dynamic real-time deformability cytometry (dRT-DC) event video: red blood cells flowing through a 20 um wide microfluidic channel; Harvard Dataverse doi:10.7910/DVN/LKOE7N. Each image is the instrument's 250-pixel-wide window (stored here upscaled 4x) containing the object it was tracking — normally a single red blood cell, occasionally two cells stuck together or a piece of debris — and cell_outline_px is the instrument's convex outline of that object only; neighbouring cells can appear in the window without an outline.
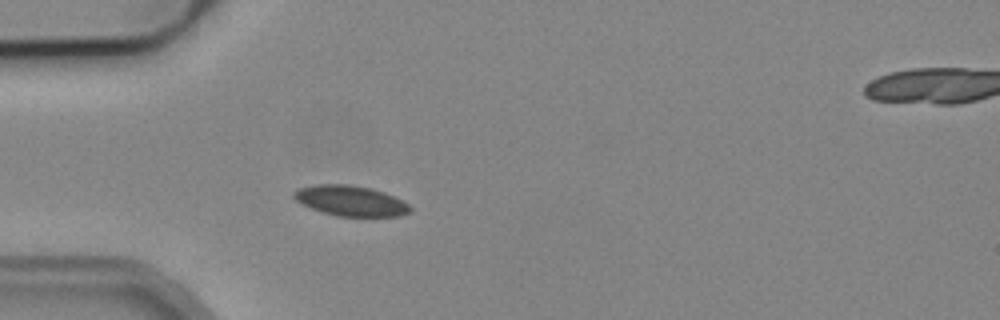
{"species": "common noctule bat (a hibernating species)", "species_latin": "Nyctalus noctula", "temperature_condition": "cold", "stored_images_in_passage": 5, "segment_of_instrument_passage": [1, 2], "camera_frame_rate_fps": 3000, "um_per_image_px": 0.085, "animal": {"sex": "male", "body_mass_g": 19.2, "forearm_length_mm": 51.8}, "frame": {"image": 1, "passage_image": 4, "time_ms": 3.667, "image_size_px": [1000, 320], "cell_outline_px": [[412, 208], [408, 212], [400, 216], [336, 216], [320, 212], [300, 204], [292, 196], [292, 192], [296, 188], [316, 184], [348, 184], [372, 188], [384, 192], [408, 204]], "centroid_in_image_um": [29.72, 17.06], "position_along_channel_um": 55.3, "area_um2": 20.75}}